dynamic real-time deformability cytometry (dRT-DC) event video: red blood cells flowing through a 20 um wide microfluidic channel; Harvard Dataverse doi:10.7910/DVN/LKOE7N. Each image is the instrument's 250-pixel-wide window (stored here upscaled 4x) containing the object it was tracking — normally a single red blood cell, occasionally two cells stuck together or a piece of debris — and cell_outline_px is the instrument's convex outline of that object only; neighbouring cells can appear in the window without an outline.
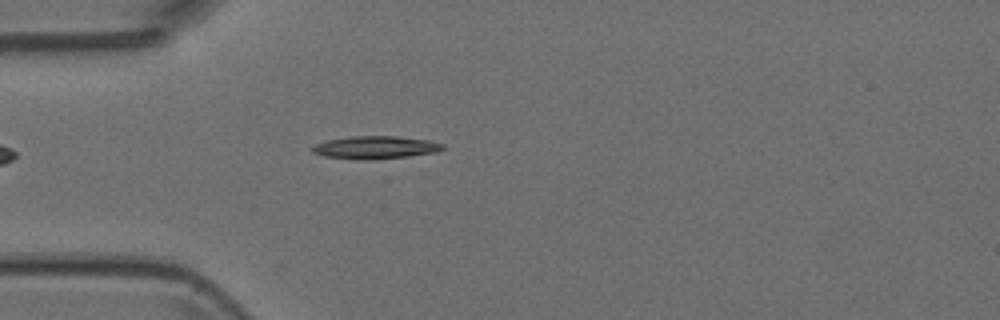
{"species": "Egyptian fruit bat (a non-hibernating species)", "species_latin": "Rousettus aegyptiacus", "temperature_condition": "room temperature", "stored_images_in_passage": 3, "camera_frame_rate_fps": 3000, "um_per_image_px": 0.085, "animal": {"sex": "female"}, "frame": {"image": 1, "passage_image": 3, "time_ms": 0.667, "image_size_px": [1000, 320], "cell_outline_px": [[444, 148], [436, 152], [408, 156], [364, 160], [324, 156], [312, 152], [312, 148], [316, 144], [328, 140], [352, 136], [396, 136], [428, 140], [444, 144]], "centroid_in_image_um": [31.92, 12.53], "position_along_channel_um": 53.1, "area_um2": 17.05}}